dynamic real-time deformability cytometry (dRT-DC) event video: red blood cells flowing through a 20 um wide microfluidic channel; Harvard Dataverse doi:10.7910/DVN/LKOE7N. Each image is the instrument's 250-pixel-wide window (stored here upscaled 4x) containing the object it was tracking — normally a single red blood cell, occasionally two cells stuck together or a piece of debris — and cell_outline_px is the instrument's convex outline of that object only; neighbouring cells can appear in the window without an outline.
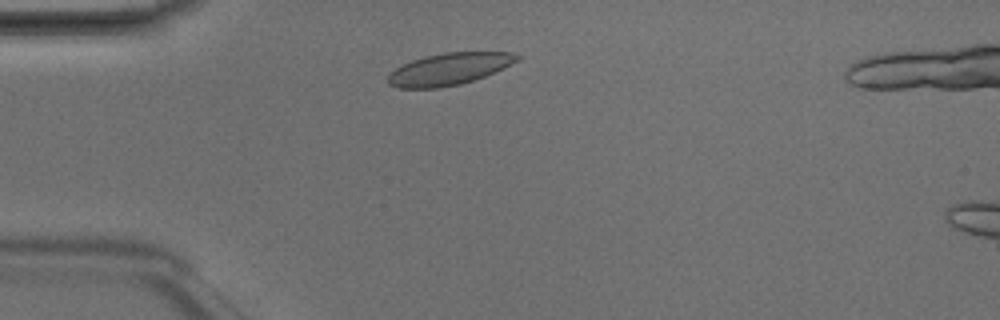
{"species": "Egyptian fruit bat (a non-hibernating species)", "species_latin": "Rousettus aegyptiacus", "temperature_condition": "room temperature", "stored_images_in_passage": 3, "camera_frame_rate_fps": 3000, "um_per_image_px": 0.085, "animal": {"sex": "male"}, "frame": {"image": 1, "passage_image": 1, "time_ms": 0.0, "image_size_px": [1000, 320], "cell_outline_px": [[524, 56], [520, 60], [496, 72], [460, 84], [440, 88], [400, 88], [388, 84], [388, 76], [396, 68], [412, 60], [424, 56], [444, 52], [512, 52]], "centroid_in_image_um": [38.23, 5.85], "position_along_channel_um": 46.8, "area_um2": 24.1}}